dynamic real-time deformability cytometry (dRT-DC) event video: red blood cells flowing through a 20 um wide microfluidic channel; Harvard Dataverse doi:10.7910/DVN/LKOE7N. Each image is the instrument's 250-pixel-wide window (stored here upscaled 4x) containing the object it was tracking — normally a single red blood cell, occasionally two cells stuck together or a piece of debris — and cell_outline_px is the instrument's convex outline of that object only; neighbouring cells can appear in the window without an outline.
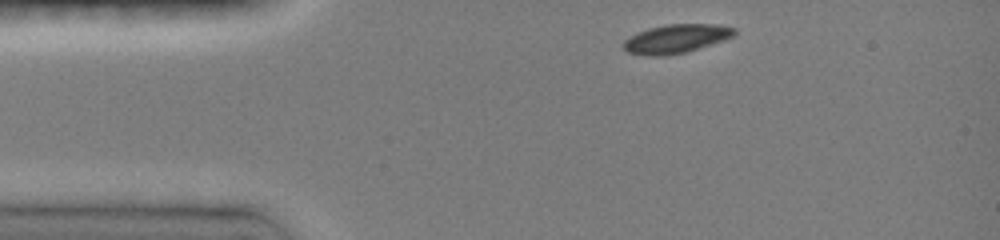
{"species": "common noctule bat (a hibernating species)", "species_latin": "Nyctalus noctula", "temperature_condition": "room temperature", "stored_images_in_passage": 18, "camera_frame_rate_fps": 3000, "um_per_image_px": 0.085, "animal": {"sex": "female", "body_mass_g": 19.0, "forearm_length_mm": 51.5}, "frame": {"image": 1, "passage_image": 1, "time_ms": 0.0, "image_size_px": [1000, 240], "cell_outline_px": [[736, 32], [732, 36], [724, 40], [688, 52], [668, 56], [648, 56], [628, 52], [620, 44], [624, 40], [636, 32], [648, 28], [664, 24], [720, 24], [736, 28]], "centroid_in_image_um": [57.45, 3.29], "position_along_channel_um": 27.6, "area_um2": 18.96}}
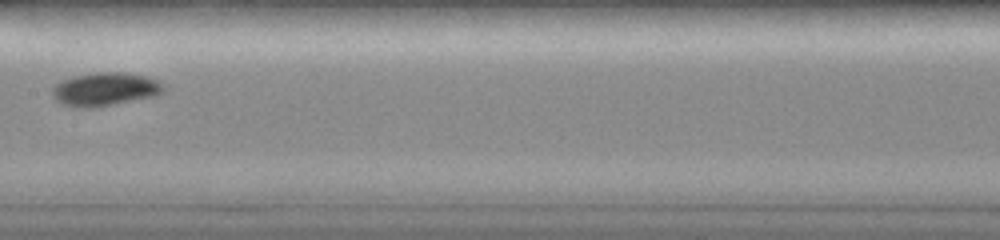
{"frame": {"image": 2, "passage_image": 9, "time_ms": 5.333, "image_size_px": [1000, 240], "cell_outline_px": [[168, 88], [164, 92], [156, 96], [96, 108], [72, 108], [56, 100], [52, 96], [52, 88], [60, 80], [72, 76], [96, 72], [124, 72], [148, 76], [164, 84]], "centroid_in_image_um": [8.95, 7.59], "position_along_channel_um": 198.4, "area_um2": 22.25}}
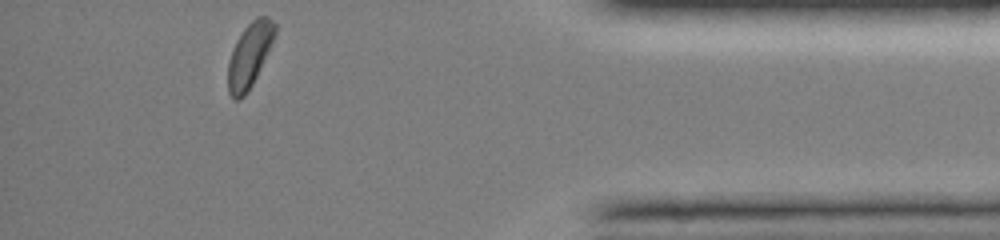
{"frame": {"image": 3, "passage_image": 18, "time_ms": 11.333, "image_size_px": [1000, 240], "cell_outline_px": [[276, 32], [256, 76], [248, 92], [240, 100], [232, 100], [228, 92], [228, 64], [236, 40], [244, 28], [256, 16], [268, 16], [276, 24]], "centroid_in_image_um": [21.19, 4.7], "position_along_channel_um": 414.0, "area_um2": 17.34}, "authors_computed_cell_mechanics": {"area_um2": 19.5075, "velocity_mm_per_s": 4.0584, "shape_relaxation_time_tau1_ms": 2.1406, "shape_relaxation_time_tau2_ms": null, "deformation_change_tau1": 0.0896, "deformation_change_tau2": null}}